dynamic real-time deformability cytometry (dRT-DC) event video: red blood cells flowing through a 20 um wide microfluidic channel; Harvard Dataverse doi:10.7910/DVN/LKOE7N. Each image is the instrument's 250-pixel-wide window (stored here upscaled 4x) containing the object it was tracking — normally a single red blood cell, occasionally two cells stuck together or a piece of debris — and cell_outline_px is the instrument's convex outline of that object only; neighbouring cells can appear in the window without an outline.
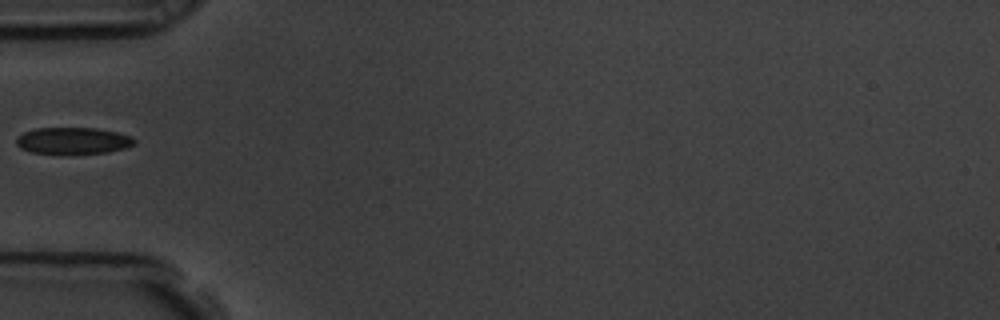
{"species": "common noctule bat (a hibernating species)", "species_latin": "Nyctalus noctula", "temperature_condition": "room temperature", "stored_images_in_passage": 8, "camera_frame_rate_fps": 3000, "um_per_image_px": 0.085, "animal": {"sex": "male", "body_mass_g": 19.5, "forearm_length_mm": 54.6}, "frame": {"image": 1, "passage_image": 1, "time_ms": 0.0, "image_size_px": [1000, 320], "cell_outline_px": [[136, 144], [124, 148], [108, 152], [32, 152], [20, 148], [16, 144], [16, 136], [24, 132], [36, 128], [96, 128], [116, 132], [132, 136], [136, 140]], "centroid_in_image_um": [6.22, 11.93], "position_along_channel_um": 78.8, "area_um2": 17.92}}